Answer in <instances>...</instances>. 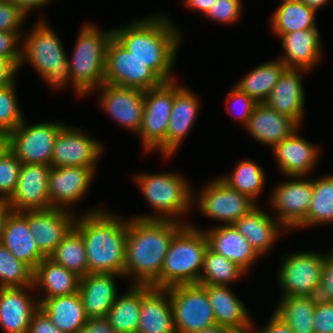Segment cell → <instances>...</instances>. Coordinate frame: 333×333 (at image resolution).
I'll list each match as a JSON object with an SVG mask.
<instances>
[{
  "instance_id": "30",
  "label": "cell",
  "mask_w": 333,
  "mask_h": 333,
  "mask_svg": "<svg viewBox=\"0 0 333 333\" xmlns=\"http://www.w3.org/2000/svg\"><path fill=\"white\" fill-rule=\"evenodd\" d=\"M136 333H176L168 288L151 287L141 297Z\"/></svg>"
},
{
  "instance_id": "59",
  "label": "cell",
  "mask_w": 333,
  "mask_h": 333,
  "mask_svg": "<svg viewBox=\"0 0 333 333\" xmlns=\"http://www.w3.org/2000/svg\"><path fill=\"white\" fill-rule=\"evenodd\" d=\"M301 1L310 8L318 12V10L320 8L322 9L324 5H328L327 3H329L330 0H301Z\"/></svg>"
},
{
  "instance_id": "23",
  "label": "cell",
  "mask_w": 333,
  "mask_h": 333,
  "mask_svg": "<svg viewBox=\"0 0 333 333\" xmlns=\"http://www.w3.org/2000/svg\"><path fill=\"white\" fill-rule=\"evenodd\" d=\"M309 70L286 68L265 103L273 110L292 119L299 127L303 124L305 92L303 73Z\"/></svg>"
},
{
  "instance_id": "63",
  "label": "cell",
  "mask_w": 333,
  "mask_h": 333,
  "mask_svg": "<svg viewBox=\"0 0 333 333\" xmlns=\"http://www.w3.org/2000/svg\"><path fill=\"white\" fill-rule=\"evenodd\" d=\"M247 333H255L253 330H251V331H248Z\"/></svg>"
},
{
  "instance_id": "46",
  "label": "cell",
  "mask_w": 333,
  "mask_h": 333,
  "mask_svg": "<svg viewBox=\"0 0 333 333\" xmlns=\"http://www.w3.org/2000/svg\"><path fill=\"white\" fill-rule=\"evenodd\" d=\"M242 2V0H217L205 17L222 24L237 23L243 12Z\"/></svg>"
},
{
  "instance_id": "25",
  "label": "cell",
  "mask_w": 333,
  "mask_h": 333,
  "mask_svg": "<svg viewBox=\"0 0 333 333\" xmlns=\"http://www.w3.org/2000/svg\"><path fill=\"white\" fill-rule=\"evenodd\" d=\"M282 40L284 55L280 58L287 68L312 70L323 56V44L317 28L274 34Z\"/></svg>"
},
{
  "instance_id": "21",
  "label": "cell",
  "mask_w": 333,
  "mask_h": 333,
  "mask_svg": "<svg viewBox=\"0 0 333 333\" xmlns=\"http://www.w3.org/2000/svg\"><path fill=\"white\" fill-rule=\"evenodd\" d=\"M174 80V100L167 130V157L171 158L181 147L197 120L200 100L186 85Z\"/></svg>"
},
{
  "instance_id": "27",
  "label": "cell",
  "mask_w": 333,
  "mask_h": 333,
  "mask_svg": "<svg viewBox=\"0 0 333 333\" xmlns=\"http://www.w3.org/2000/svg\"><path fill=\"white\" fill-rule=\"evenodd\" d=\"M203 231L210 250L226 257L245 272L261 258L234 225H217Z\"/></svg>"
},
{
  "instance_id": "52",
  "label": "cell",
  "mask_w": 333,
  "mask_h": 333,
  "mask_svg": "<svg viewBox=\"0 0 333 333\" xmlns=\"http://www.w3.org/2000/svg\"><path fill=\"white\" fill-rule=\"evenodd\" d=\"M28 333H63L39 308L32 316Z\"/></svg>"
},
{
  "instance_id": "11",
  "label": "cell",
  "mask_w": 333,
  "mask_h": 333,
  "mask_svg": "<svg viewBox=\"0 0 333 333\" xmlns=\"http://www.w3.org/2000/svg\"><path fill=\"white\" fill-rule=\"evenodd\" d=\"M104 82L146 91L164 81L112 36L106 48Z\"/></svg>"
},
{
  "instance_id": "20",
  "label": "cell",
  "mask_w": 333,
  "mask_h": 333,
  "mask_svg": "<svg viewBox=\"0 0 333 333\" xmlns=\"http://www.w3.org/2000/svg\"><path fill=\"white\" fill-rule=\"evenodd\" d=\"M76 212L62 208L28 211V225L39 250L48 257L74 227Z\"/></svg>"
},
{
  "instance_id": "1",
  "label": "cell",
  "mask_w": 333,
  "mask_h": 333,
  "mask_svg": "<svg viewBox=\"0 0 333 333\" xmlns=\"http://www.w3.org/2000/svg\"><path fill=\"white\" fill-rule=\"evenodd\" d=\"M150 16L113 28L112 36L164 82L176 80L172 70L183 40V32L163 13Z\"/></svg>"
},
{
  "instance_id": "7",
  "label": "cell",
  "mask_w": 333,
  "mask_h": 333,
  "mask_svg": "<svg viewBox=\"0 0 333 333\" xmlns=\"http://www.w3.org/2000/svg\"><path fill=\"white\" fill-rule=\"evenodd\" d=\"M111 37V29L102 30L90 23L81 26L74 51L70 58L67 55L76 96H89L104 83L106 48Z\"/></svg>"
},
{
  "instance_id": "14",
  "label": "cell",
  "mask_w": 333,
  "mask_h": 333,
  "mask_svg": "<svg viewBox=\"0 0 333 333\" xmlns=\"http://www.w3.org/2000/svg\"><path fill=\"white\" fill-rule=\"evenodd\" d=\"M313 194V179L289 176L288 180L274 186L269 205L274 216L287 231L296 229L307 217Z\"/></svg>"
},
{
  "instance_id": "16",
  "label": "cell",
  "mask_w": 333,
  "mask_h": 333,
  "mask_svg": "<svg viewBox=\"0 0 333 333\" xmlns=\"http://www.w3.org/2000/svg\"><path fill=\"white\" fill-rule=\"evenodd\" d=\"M99 91V105L110 119L138 134L144 109V92L140 89L102 83L90 93Z\"/></svg>"
},
{
  "instance_id": "45",
  "label": "cell",
  "mask_w": 333,
  "mask_h": 333,
  "mask_svg": "<svg viewBox=\"0 0 333 333\" xmlns=\"http://www.w3.org/2000/svg\"><path fill=\"white\" fill-rule=\"evenodd\" d=\"M256 105L257 102L253 98H251L249 95L245 94L234 86L227 94L225 108L226 112H228L230 115H233L235 119L237 118L239 123L242 124L244 127L247 124V121L253 113L254 107ZM236 109H239V111H237Z\"/></svg>"
},
{
  "instance_id": "28",
  "label": "cell",
  "mask_w": 333,
  "mask_h": 333,
  "mask_svg": "<svg viewBox=\"0 0 333 333\" xmlns=\"http://www.w3.org/2000/svg\"><path fill=\"white\" fill-rule=\"evenodd\" d=\"M233 225L260 257L269 253L281 232L287 231L275 217L262 210L259 203Z\"/></svg>"
},
{
  "instance_id": "42",
  "label": "cell",
  "mask_w": 333,
  "mask_h": 333,
  "mask_svg": "<svg viewBox=\"0 0 333 333\" xmlns=\"http://www.w3.org/2000/svg\"><path fill=\"white\" fill-rule=\"evenodd\" d=\"M33 273L0 243V288L33 286Z\"/></svg>"
},
{
  "instance_id": "9",
  "label": "cell",
  "mask_w": 333,
  "mask_h": 333,
  "mask_svg": "<svg viewBox=\"0 0 333 333\" xmlns=\"http://www.w3.org/2000/svg\"><path fill=\"white\" fill-rule=\"evenodd\" d=\"M174 100V80L144 92V109L138 136L145 151L167 157V130Z\"/></svg>"
},
{
  "instance_id": "55",
  "label": "cell",
  "mask_w": 333,
  "mask_h": 333,
  "mask_svg": "<svg viewBox=\"0 0 333 333\" xmlns=\"http://www.w3.org/2000/svg\"><path fill=\"white\" fill-rule=\"evenodd\" d=\"M14 2L27 16L28 13L38 7H45L51 4L52 0H11Z\"/></svg>"
},
{
  "instance_id": "3",
  "label": "cell",
  "mask_w": 333,
  "mask_h": 333,
  "mask_svg": "<svg viewBox=\"0 0 333 333\" xmlns=\"http://www.w3.org/2000/svg\"><path fill=\"white\" fill-rule=\"evenodd\" d=\"M101 208L77 214L74 222L85 245L88 273L124 276L128 220Z\"/></svg>"
},
{
  "instance_id": "8",
  "label": "cell",
  "mask_w": 333,
  "mask_h": 333,
  "mask_svg": "<svg viewBox=\"0 0 333 333\" xmlns=\"http://www.w3.org/2000/svg\"><path fill=\"white\" fill-rule=\"evenodd\" d=\"M315 251H299L281 257L277 273L281 297H317L324 265V257Z\"/></svg>"
},
{
  "instance_id": "32",
  "label": "cell",
  "mask_w": 333,
  "mask_h": 333,
  "mask_svg": "<svg viewBox=\"0 0 333 333\" xmlns=\"http://www.w3.org/2000/svg\"><path fill=\"white\" fill-rule=\"evenodd\" d=\"M38 301L39 308L63 333H78L88 319L79 292L53 298L40 296Z\"/></svg>"
},
{
  "instance_id": "40",
  "label": "cell",
  "mask_w": 333,
  "mask_h": 333,
  "mask_svg": "<svg viewBox=\"0 0 333 333\" xmlns=\"http://www.w3.org/2000/svg\"><path fill=\"white\" fill-rule=\"evenodd\" d=\"M48 257L79 277L88 274V262L83 238L74 227Z\"/></svg>"
},
{
  "instance_id": "5",
  "label": "cell",
  "mask_w": 333,
  "mask_h": 333,
  "mask_svg": "<svg viewBox=\"0 0 333 333\" xmlns=\"http://www.w3.org/2000/svg\"><path fill=\"white\" fill-rule=\"evenodd\" d=\"M195 224H185L172 238L155 288H169L182 284L199 283L205 252L206 235Z\"/></svg>"
},
{
  "instance_id": "33",
  "label": "cell",
  "mask_w": 333,
  "mask_h": 333,
  "mask_svg": "<svg viewBox=\"0 0 333 333\" xmlns=\"http://www.w3.org/2000/svg\"><path fill=\"white\" fill-rule=\"evenodd\" d=\"M80 277L45 257L33 273V287L43 292L42 298L71 295L79 291ZM45 294V295H44Z\"/></svg>"
},
{
  "instance_id": "2",
  "label": "cell",
  "mask_w": 333,
  "mask_h": 333,
  "mask_svg": "<svg viewBox=\"0 0 333 333\" xmlns=\"http://www.w3.org/2000/svg\"><path fill=\"white\" fill-rule=\"evenodd\" d=\"M187 222L128 219L124 278H132L133 285L152 286L160 277L172 238Z\"/></svg>"
},
{
  "instance_id": "57",
  "label": "cell",
  "mask_w": 333,
  "mask_h": 333,
  "mask_svg": "<svg viewBox=\"0 0 333 333\" xmlns=\"http://www.w3.org/2000/svg\"><path fill=\"white\" fill-rule=\"evenodd\" d=\"M11 212V206L8 201L0 200V239L3 232L5 220L8 214Z\"/></svg>"
},
{
  "instance_id": "36",
  "label": "cell",
  "mask_w": 333,
  "mask_h": 333,
  "mask_svg": "<svg viewBox=\"0 0 333 333\" xmlns=\"http://www.w3.org/2000/svg\"><path fill=\"white\" fill-rule=\"evenodd\" d=\"M318 12L301 0L280 3L270 18V30L274 34L317 28Z\"/></svg>"
},
{
  "instance_id": "39",
  "label": "cell",
  "mask_w": 333,
  "mask_h": 333,
  "mask_svg": "<svg viewBox=\"0 0 333 333\" xmlns=\"http://www.w3.org/2000/svg\"><path fill=\"white\" fill-rule=\"evenodd\" d=\"M266 172L253 160H241L235 166V169L229 174L221 175L220 178L231 188L248 196L256 204L257 199L266 185Z\"/></svg>"
},
{
  "instance_id": "4",
  "label": "cell",
  "mask_w": 333,
  "mask_h": 333,
  "mask_svg": "<svg viewBox=\"0 0 333 333\" xmlns=\"http://www.w3.org/2000/svg\"><path fill=\"white\" fill-rule=\"evenodd\" d=\"M27 31L21 37L19 69L30 64L53 91L72 85L67 52L56 31L44 19Z\"/></svg>"
},
{
  "instance_id": "13",
  "label": "cell",
  "mask_w": 333,
  "mask_h": 333,
  "mask_svg": "<svg viewBox=\"0 0 333 333\" xmlns=\"http://www.w3.org/2000/svg\"><path fill=\"white\" fill-rule=\"evenodd\" d=\"M25 119L9 132V150L25 164L51 165L54 142L65 123L40 122L28 124Z\"/></svg>"
},
{
  "instance_id": "19",
  "label": "cell",
  "mask_w": 333,
  "mask_h": 333,
  "mask_svg": "<svg viewBox=\"0 0 333 333\" xmlns=\"http://www.w3.org/2000/svg\"><path fill=\"white\" fill-rule=\"evenodd\" d=\"M300 127L272 148L279 172L285 177L305 176L316 168L321 148L299 135ZM318 160V161H317Z\"/></svg>"
},
{
  "instance_id": "54",
  "label": "cell",
  "mask_w": 333,
  "mask_h": 333,
  "mask_svg": "<svg viewBox=\"0 0 333 333\" xmlns=\"http://www.w3.org/2000/svg\"><path fill=\"white\" fill-rule=\"evenodd\" d=\"M78 333H117L105 318H88Z\"/></svg>"
},
{
  "instance_id": "50",
  "label": "cell",
  "mask_w": 333,
  "mask_h": 333,
  "mask_svg": "<svg viewBox=\"0 0 333 333\" xmlns=\"http://www.w3.org/2000/svg\"><path fill=\"white\" fill-rule=\"evenodd\" d=\"M0 57L21 59V36L17 32L0 31Z\"/></svg>"
},
{
  "instance_id": "58",
  "label": "cell",
  "mask_w": 333,
  "mask_h": 333,
  "mask_svg": "<svg viewBox=\"0 0 333 333\" xmlns=\"http://www.w3.org/2000/svg\"><path fill=\"white\" fill-rule=\"evenodd\" d=\"M9 150V133L0 129V157Z\"/></svg>"
},
{
  "instance_id": "41",
  "label": "cell",
  "mask_w": 333,
  "mask_h": 333,
  "mask_svg": "<svg viewBox=\"0 0 333 333\" xmlns=\"http://www.w3.org/2000/svg\"><path fill=\"white\" fill-rule=\"evenodd\" d=\"M246 272L226 257L209 248L205 252L200 285L229 286L240 280Z\"/></svg>"
},
{
  "instance_id": "15",
  "label": "cell",
  "mask_w": 333,
  "mask_h": 333,
  "mask_svg": "<svg viewBox=\"0 0 333 333\" xmlns=\"http://www.w3.org/2000/svg\"><path fill=\"white\" fill-rule=\"evenodd\" d=\"M85 132L67 124L60 129L54 142L51 167L98 166L105 147Z\"/></svg>"
},
{
  "instance_id": "62",
  "label": "cell",
  "mask_w": 333,
  "mask_h": 333,
  "mask_svg": "<svg viewBox=\"0 0 333 333\" xmlns=\"http://www.w3.org/2000/svg\"><path fill=\"white\" fill-rule=\"evenodd\" d=\"M280 1V0H279ZM292 1H299V0H281V3H284V2H292Z\"/></svg>"
},
{
  "instance_id": "60",
  "label": "cell",
  "mask_w": 333,
  "mask_h": 333,
  "mask_svg": "<svg viewBox=\"0 0 333 333\" xmlns=\"http://www.w3.org/2000/svg\"><path fill=\"white\" fill-rule=\"evenodd\" d=\"M225 328L221 325L214 324L212 326L206 327L203 330L195 333H221Z\"/></svg>"
},
{
  "instance_id": "24",
  "label": "cell",
  "mask_w": 333,
  "mask_h": 333,
  "mask_svg": "<svg viewBox=\"0 0 333 333\" xmlns=\"http://www.w3.org/2000/svg\"><path fill=\"white\" fill-rule=\"evenodd\" d=\"M0 243L19 261L27 264L33 271L46 257L38 248L28 225V211H12L8 214Z\"/></svg>"
},
{
  "instance_id": "44",
  "label": "cell",
  "mask_w": 333,
  "mask_h": 333,
  "mask_svg": "<svg viewBox=\"0 0 333 333\" xmlns=\"http://www.w3.org/2000/svg\"><path fill=\"white\" fill-rule=\"evenodd\" d=\"M21 164L10 150L0 157V200L8 201L13 195Z\"/></svg>"
},
{
  "instance_id": "56",
  "label": "cell",
  "mask_w": 333,
  "mask_h": 333,
  "mask_svg": "<svg viewBox=\"0 0 333 333\" xmlns=\"http://www.w3.org/2000/svg\"><path fill=\"white\" fill-rule=\"evenodd\" d=\"M217 0H187L184 4L190 10L206 15Z\"/></svg>"
},
{
  "instance_id": "10",
  "label": "cell",
  "mask_w": 333,
  "mask_h": 333,
  "mask_svg": "<svg viewBox=\"0 0 333 333\" xmlns=\"http://www.w3.org/2000/svg\"><path fill=\"white\" fill-rule=\"evenodd\" d=\"M176 333H195L216 324L203 285L182 284L168 288Z\"/></svg>"
},
{
  "instance_id": "47",
  "label": "cell",
  "mask_w": 333,
  "mask_h": 333,
  "mask_svg": "<svg viewBox=\"0 0 333 333\" xmlns=\"http://www.w3.org/2000/svg\"><path fill=\"white\" fill-rule=\"evenodd\" d=\"M27 17L11 0H0V31L17 32L22 37L21 28Z\"/></svg>"
},
{
  "instance_id": "38",
  "label": "cell",
  "mask_w": 333,
  "mask_h": 333,
  "mask_svg": "<svg viewBox=\"0 0 333 333\" xmlns=\"http://www.w3.org/2000/svg\"><path fill=\"white\" fill-rule=\"evenodd\" d=\"M333 224V175L313 178V194L305 220L296 228L303 229Z\"/></svg>"
},
{
  "instance_id": "26",
  "label": "cell",
  "mask_w": 333,
  "mask_h": 333,
  "mask_svg": "<svg viewBox=\"0 0 333 333\" xmlns=\"http://www.w3.org/2000/svg\"><path fill=\"white\" fill-rule=\"evenodd\" d=\"M116 278L112 273H88L80 277L79 295L88 318H105L118 296Z\"/></svg>"
},
{
  "instance_id": "29",
  "label": "cell",
  "mask_w": 333,
  "mask_h": 333,
  "mask_svg": "<svg viewBox=\"0 0 333 333\" xmlns=\"http://www.w3.org/2000/svg\"><path fill=\"white\" fill-rule=\"evenodd\" d=\"M299 126L289 117L278 113L265 102L257 103L244 129L259 144L273 148Z\"/></svg>"
},
{
  "instance_id": "43",
  "label": "cell",
  "mask_w": 333,
  "mask_h": 333,
  "mask_svg": "<svg viewBox=\"0 0 333 333\" xmlns=\"http://www.w3.org/2000/svg\"><path fill=\"white\" fill-rule=\"evenodd\" d=\"M15 85L0 87V129L8 133L17 128L25 119L19 100H17Z\"/></svg>"
},
{
  "instance_id": "37",
  "label": "cell",
  "mask_w": 333,
  "mask_h": 333,
  "mask_svg": "<svg viewBox=\"0 0 333 333\" xmlns=\"http://www.w3.org/2000/svg\"><path fill=\"white\" fill-rule=\"evenodd\" d=\"M317 300V297L311 296L281 297L273 311L287 323L293 333H315Z\"/></svg>"
},
{
  "instance_id": "6",
  "label": "cell",
  "mask_w": 333,
  "mask_h": 333,
  "mask_svg": "<svg viewBox=\"0 0 333 333\" xmlns=\"http://www.w3.org/2000/svg\"><path fill=\"white\" fill-rule=\"evenodd\" d=\"M133 177L144 199L155 211V214H141L135 218L182 221L181 218L193 209L191 181L179 172H143Z\"/></svg>"
},
{
  "instance_id": "34",
  "label": "cell",
  "mask_w": 333,
  "mask_h": 333,
  "mask_svg": "<svg viewBox=\"0 0 333 333\" xmlns=\"http://www.w3.org/2000/svg\"><path fill=\"white\" fill-rule=\"evenodd\" d=\"M149 285H131L123 295L116 297L106 318L117 333H136L140 317L141 297Z\"/></svg>"
},
{
  "instance_id": "18",
  "label": "cell",
  "mask_w": 333,
  "mask_h": 333,
  "mask_svg": "<svg viewBox=\"0 0 333 333\" xmlns=\"http://www.w3.org/2000/svg\"><path fill=\"white\" fill-rule=\"evenodd\" d=\"M51 165L21 164L17 187L8 200L12 211L50 209L48 180Z\"/></svg>"
},
{
  "instance_id": "22",
  "label": "cell",
  "mask_w": 333,
  "mask_h": 333,
  "mask_svg": "<svg viewBox=\"0 0 333 333\" xmlns=\"http://www.w3.org/2000/svg\"><path fill=\"white\" fill-rule=\"evenodd\" d=\"M33 289L0 288V327L4 333H28L32 316L39 309L38 298L29 293Z\"/></svg>"
},
{
  "instance_id": "49",
  "label": "cell",
  "mask_w": 333,
  "mask_h": 333,
  "mask_svg": "<svg viewBox=\"0 0 333 333\" xmlns=\"http://www.w3.org/2000/svg\"><path fill=\"white\" fill-rule=\"evenodd\" d=\"M324 257L321 284L317 298L324 301H333V248Z\"/></svg>"
},
{
  "instance_id": "61",
  "label": "cell",
  "mask_w": 333,
  "mask_h": 333,
  "mask_svg": "<svg viewBox=\"0 0 333 333\" xmlns=\"http://www.w3.org/2000/svg\"><path fill=\"white\" fill-rule=\"evenodd\" d=\"M251 329L225 328L221 333H247Z\"/></svg>"
},
{
  "instance_id": "53",
  "label": "cell",
  "mask_w": 333,
  "mask_h": 333,
  "mask_svg": "<svg viewBox=\"0 0 333 333\" xmlns=\"http://www.w3.org/2000/svg\"><path fill=\"white\" fill-rule=\"evenodd\" d=\"M269 321L263 326L262 328H259L258 330L255 329L256 326H253V331L255 333H293L291 328L287 325V323L278 316L274 311L272 312V315H270Z\"/></svg>"
},
{
  "instance_id": "12",
  "label": "cell",
  "mask_w": 333,
  "mask_h": 333,
  "mask_svg": "<svg viewBox=\"0 0 333 333\" xmlns=\"http://www.w3.org/2000/svg\"><path fill=\"white\" fill-rule=\"evenodd\" d=\"M198 194L196 193L198 197L193 194V206L197 205L204 216L223 222L222 225H233L257 205L248 196L231 188L219 176L204 185Z\"/></svg>"
},
{
  "instance_id": "17",
  "label": "cell",
  "mask_w": 333,
  "mask_h": 333,
  "mask_svg": "<svg viewBox=\"0 0 333 333\" xmlns=\"http://www.w3.org/2000/svg\"><path fill=\"white\" fill-rule=\"evenodd\" d=\"M97 167H51L48 196L52 208L76 212L73 208L89 192Z\"/></svg>"
},
{
  "instance_id": "48",
  "label": "cell",
  "mask_w": 333,
  "mask_h": 333,
  "mask_svg": "<svg viewBox=\"0 0 333 333\" xmlns=\"http://www.w3.org/2000/svg\"><path fill=\"white\" fill-rule=\"evenodd\" d=\"M314 332L333 333V301L317 300L314 313Z\"/></svg>"
},
{
  "instance_id": "31",
  "label": "cell",
  "mask_w": 333,
  "mask_h": 333,
  "mask_svg": "<svg viewBox=\"0 0 333 333\" xmlns=\"http://www.w3.org/2000/svg\"><path fill=\"white\" fill-rule=\"evenodd\" d=\"M213 309L216 324L224 328L253 329L246 306L229 286L203 285Z\"/></svg>"
},
{
  "instance_id": "51",
  "label": "cell",
  "mask_w": 333,
  "mask_h": 333,
  "mask_svg": "<svg viewBox=\"0 0 333 333\" xmlns=\"http://www.w3.org/2000/svg\"><path fill=\"white\" fill-rule=\"evenodd\" d=\"M21 59H8L0 57V87L14 85L16 73L19 71Z\"/></svg>"
},
{
  "instance_id": "35",
  "label": "cell",
  "mask_w": 333,
  "mask_h": 333,
  "mask_svg": "<svg viewBox=\"0 0 333 333\" xmlns=\"http://www.w3.org/2000/svg\"><path fill=\"white\" fill-rule=\"evenodd\" d=\"M286 68V65L279 59L268 60L246 74L235 84V87L257 103H263Z\"/></svg>"
}]
</instances>
